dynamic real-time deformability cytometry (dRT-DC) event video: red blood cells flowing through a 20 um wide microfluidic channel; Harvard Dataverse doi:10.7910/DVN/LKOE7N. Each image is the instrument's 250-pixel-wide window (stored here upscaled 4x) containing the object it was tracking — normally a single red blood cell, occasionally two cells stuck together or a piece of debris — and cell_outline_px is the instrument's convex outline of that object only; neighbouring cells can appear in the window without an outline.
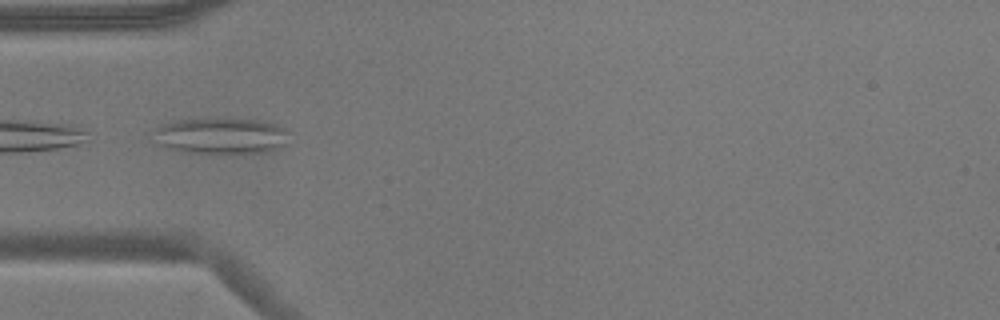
{"species": "common noctule bat (a hibernating species)", "species_latin": "Nyctalus noctula", "temperature_condition": "warm", "stored_images_in_passage": 7, "camera_frame_rate_fps": 3000, "um_per_image_px": 0.085, "animal": {"sex": "male", "body_mass_g": 17.9}, "frame": {"image": 1, "passage_image": 3, "time_ms": 0.667, "image_size_px": [1000, 320], "cell_outline_px": [[288, 144], [272, 152], [236, 156], [224, 156], [180, 152], [164, 148], [156, 144], [160, 128], [164, 124], [180, 120], [260, 120], [276, 124], [284, 128], [288, 132]], "centroid_in_image_um": [18.92, 11.65], "position_along_channel_um": 66.1, "area_um2": 29.25}}